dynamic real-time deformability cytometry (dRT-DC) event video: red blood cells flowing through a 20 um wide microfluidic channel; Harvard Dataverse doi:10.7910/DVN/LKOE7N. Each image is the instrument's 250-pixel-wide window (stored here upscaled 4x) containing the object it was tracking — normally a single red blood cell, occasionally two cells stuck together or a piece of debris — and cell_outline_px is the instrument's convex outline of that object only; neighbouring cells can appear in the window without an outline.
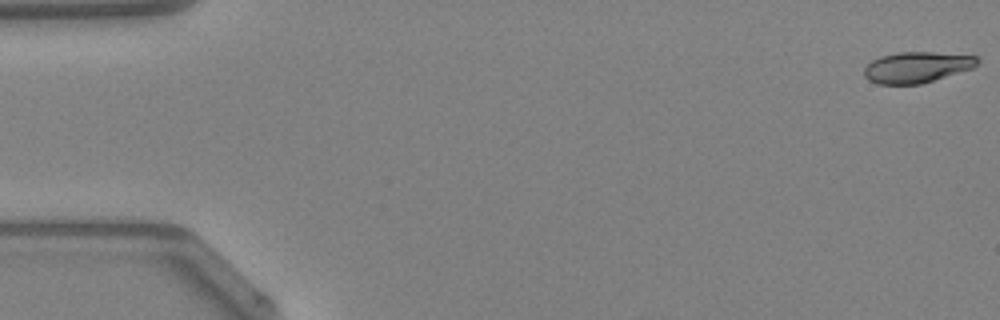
{"species": "Egyptian fruit bat (a non-hibernating species)", "species_latin": "Rousettus aegyptiacus", "temperature_condition": "warm", "stored_images_in_passage": 48, "camera_frame_rate_fps": 3000, "um_per_image_px": 0.085, "animal": {"sex": "female"}, "frame": {"image": 1, "passage_image": 1, "time_ms": 0.0, "image_size_px": [1000, 320], "cell_outline_px": [[980, 60], [972, 68], [920, 84], [876, 84], [868, 80], [864, 76], [864, 68], [872, 60], [880, 56], [900, 52], [932, 52], [976, 56]], "centroid_in_image_um": [77.88, 5.71], "position_along_channel_um": 7.1, "area_um2": 20.23}}
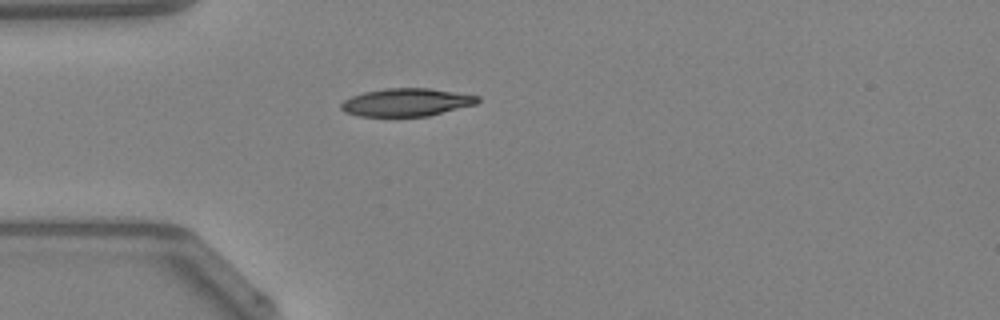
{"frame": {"image": 2, "passage_image": 14, "time_ms": 4.333, "image_size_px": [1000, 320], "cell_outline_px": [[480, 100], [476, 104], [428, 116], [360, 116], [344, 112], [340, 108], [340, 104], [344, 100], [352, 96], [364, 92], [384, 88], [428, 88], [480, 96]], "centroid_in_image_um": [34.53, 8.69], "position_along_channel_um": 50.5, "area_um2": 22.14}}
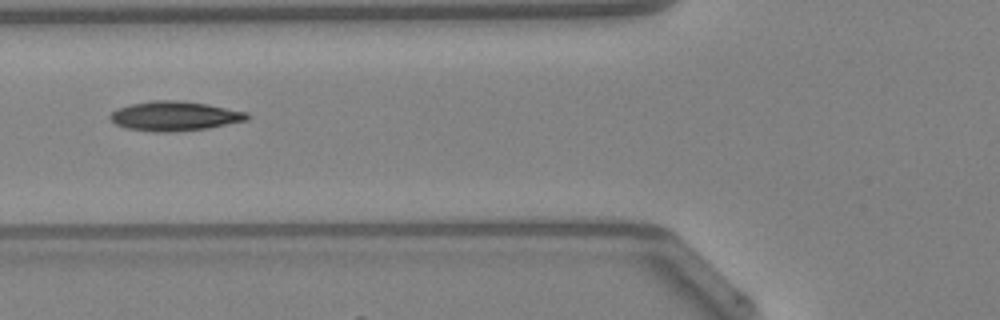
{"frame": {"image": 3, "passage_image": 19, "time_ms": 6.0, "image_size_px": [1000, 320], "cell_outline_px": [[252, 116], [248, 120], [208, 128], [168, 132], [156, 132], [124, 128], [116, 124], [108, 116], [116, 108], [128, 104], [152, 100], [176, 100], [208, 104], [248, 112]], "centroid_in_image_um": [14.84, 9.86], "position_along_channel_um": 111.0, "area_um2": 23.76}, "authors_computed_cell_mechanics": {"area_um2": 22.0218, "velocity_mm_per_s": 4.2699, "shape_relaxation_time_tau1_ms": 5.552, "shape_relaxation_time_tau2_ms": 3.6252, "deformation_change_tau1": 0.167, "deformation_change_tau2": 0.0917}}